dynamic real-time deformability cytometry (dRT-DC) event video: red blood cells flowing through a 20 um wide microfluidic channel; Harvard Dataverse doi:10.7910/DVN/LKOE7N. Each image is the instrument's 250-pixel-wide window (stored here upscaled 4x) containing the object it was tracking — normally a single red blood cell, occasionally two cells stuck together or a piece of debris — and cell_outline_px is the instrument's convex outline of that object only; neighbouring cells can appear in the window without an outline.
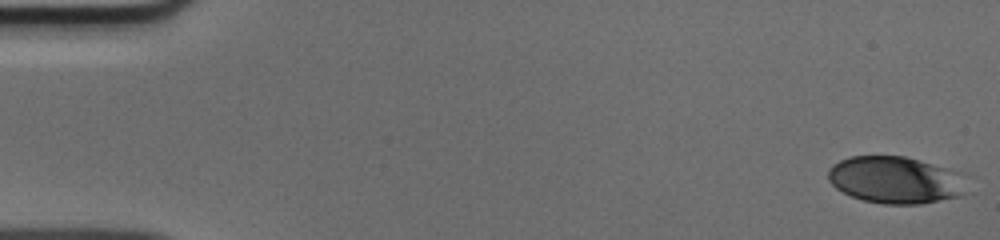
{"species": "human", "species_latin": "Homo sapiens", "temperature_condition": "cold", "stored_images_in_passage": 50, "camera_frame_rate_fps": 3000, "um_per_image_px": 0.085, "donor": {"sex": "male"}, "frame": {"image": 1, "passage_image": 1, "time_ms": 0.0, "image_size_px": [1000, 240], "cell_outline_px": [[964, 196], [920, 204], [884, 204], [864, 200], [852, 196], [836, 188], [828, 180], [828, 168], [832, 164], [848, 156], [904, 156], [920, 160], [944, 168], [964, 192]], "centroid_in_image_um": [75.9, 15.3], "position_along_channel_um": 9.1, "area_um2": 36.7}}
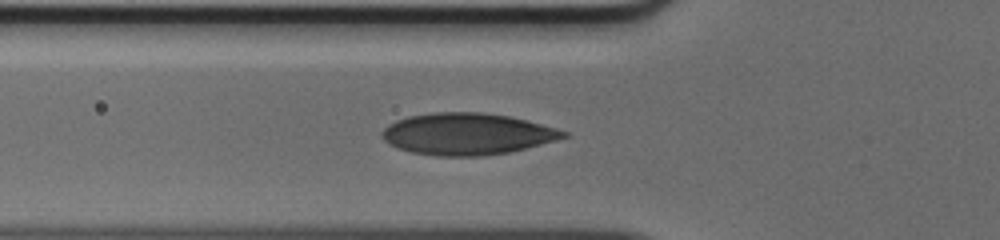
{"frame": {"image": 2, "passage_image": 18, "time_ms": 5.667, "image_size_px": [1000, 240], "cell_outline_px": [[568, 136], [556, 140], [512, 152], [480, 156], [436, 156], [412, 152], [396, 148], [388, 144], [380, 136], [380, 132], [388, 124], [396, 120], [408, 116], [432, 112], [480, 112], [508, 116], [556, 128], [568, 132]], "centroid_in_image_um": [39.65, 11.39], "position_along_channel_um": 86.1, "area_um2": 44.22}}
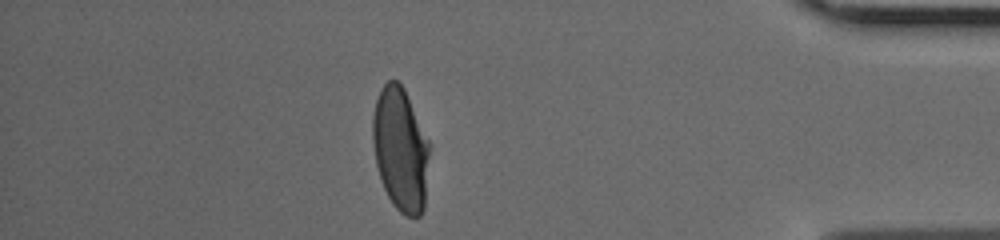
{"frame": {"image": 3, "passage_image": 44, "time_ms": 14.333, "image_size_px": [1000, 240], "cell_outline_px": [[428, 156], [424, 208], [420, 216], [404, 216], [392, 204], [380, 180], [376, 164], [372, 140], [372, 116], [376, 100], [380, 88], [388, 80], [396, 80], [404, 88], [428, 140]], "centroid_in_image_um": [34.01, 12.69], "position_along_channel_um": 401.2, "area_um2": 40.63}}